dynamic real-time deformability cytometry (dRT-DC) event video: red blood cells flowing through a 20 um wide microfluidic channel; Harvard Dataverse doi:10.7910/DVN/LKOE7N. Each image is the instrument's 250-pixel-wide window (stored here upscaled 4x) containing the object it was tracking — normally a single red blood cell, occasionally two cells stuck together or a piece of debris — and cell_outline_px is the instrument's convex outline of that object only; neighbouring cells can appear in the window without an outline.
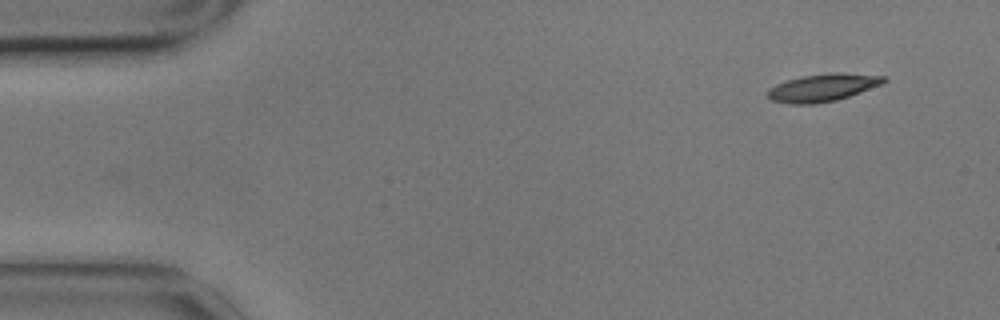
{"species": "common noctule bat (a hibernating species)", "species_latin": "Nyctalus noctula", "temperature_condition": "cold", "stored_images_in_passage": 3, "camera_frame_rate_fps": 3000, "um_per_image_px": 0.085, "animal": {"sex": "male", "body_mass_g": 17.9}, "frame": {"image": 1, "passage_image": 3, "time_ms": 0.667, "image_size_px": [1000, 320], "cell_outline_px": [[888, 80], [884, 84], [836, 100], [816, 104], [792, 104], [772, 100], [768, 96], [768, 88], [776, 84], [788, 80], [804, 76], [832, 72], [840, 72], [884, 76]], "centroid_in_image_um": [69.97, 7.44], "position_along_channel_um": 15.0, "area_um2": 18.61}}